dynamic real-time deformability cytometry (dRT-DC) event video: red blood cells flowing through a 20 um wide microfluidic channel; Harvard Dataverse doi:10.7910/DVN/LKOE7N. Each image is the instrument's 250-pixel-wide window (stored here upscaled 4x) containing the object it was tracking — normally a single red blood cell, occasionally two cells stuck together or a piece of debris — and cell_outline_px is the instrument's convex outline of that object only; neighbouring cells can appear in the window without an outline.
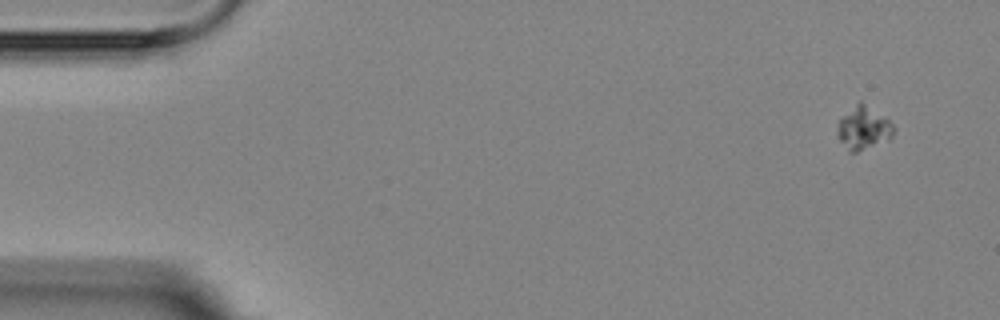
{"species": "Egyptian fruit bat (a non-hibernating species)", "species_latin": "Rousettus aegyptiacus", "temperature_condition": "room temperature", "stored_images_in_passage": 6, "camera_frame_rate_fps": 3000, "um_per_image_px": 0.085, "animal": {"sex": "female"}, "frame": {"image": 1, "passage_image": 1, "time_ms": 0.0, "image_size_px": [1000, 320], "cell_outline_px": [[896, 128], [892, 136], [888, 140], [856, 152], [848, 152], [836, 136], [836, 132], [840, 120], [860, 100], [888, 120]], "centroid_in_image_um": [73.39, 10.92], "position_along_channel_um": 11.6, "area_um2": 13.87}}
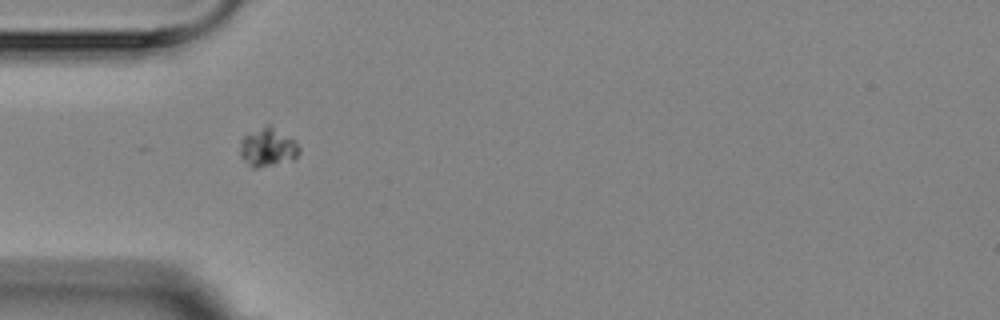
{"frame": {"image": 2, "passage_image": 5, "time_ms": 4.667, "image_size_px": [1000, 320], "cell_outline_px": [[300, 152], [292, 160], [256, 168], [252, 168], [240, 156], [240, 140], [244, 136], [268, 124], [292, 140], [300, 148]], "centroid_in_image_um": [22.72, 12.55], "position_along_channel_um": 62.3, "area_um2": 12.83}}
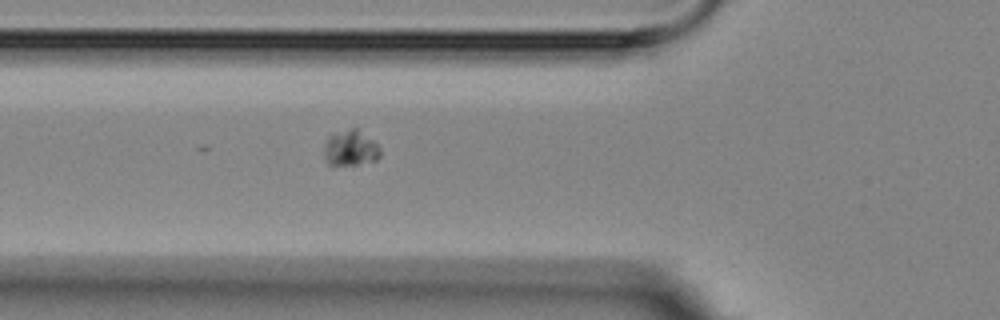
{"frame": {"image": 3, "passage_image": 6, "time_ms": 5.667, "image_size_px": [1000, 320], "cell_outline_px": [[380, 156], [376, 160], [356, 164], [328, 164], [324, 156], [324, 144], [328, 136], [352, 128], [356, 128], [372, 140], [380, 148]], "centroid_in_image_um": [29.78, 12.59], "position_along_channel_um": 96.0, "area_um2": 11.33}}